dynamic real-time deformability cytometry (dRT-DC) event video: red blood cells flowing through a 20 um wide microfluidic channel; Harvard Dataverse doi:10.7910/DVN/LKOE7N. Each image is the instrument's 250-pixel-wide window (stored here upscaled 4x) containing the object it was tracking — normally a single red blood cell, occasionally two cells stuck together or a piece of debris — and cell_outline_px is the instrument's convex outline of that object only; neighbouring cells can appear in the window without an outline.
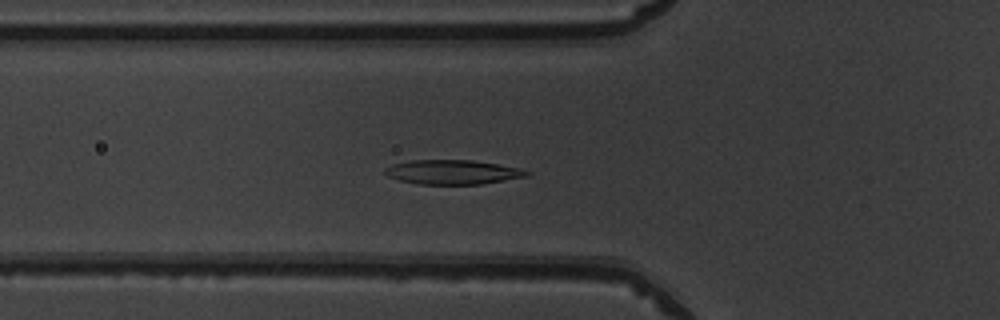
{"species": "common noctule bat (a hibernating species)", "species_latin": "Nyctalus noctula", "temperature_condition": "warm", "stored_images_in_passage": 50, "camera_frame_rate_fps": 3000, "um_per_image_px": 0.085, "animal": {"sex": "male", "body_mass_g": 19.5, "forearm_length_mm": 54.6}, "frame": {"image": 1, "passage_image": 17, "time_ms": 5.333, "image_size_px": [1000, 320], "cell_outline_px": [[532, 172], [528, 176], [480, 184], [416, 184], [400, 180], [388, 176], [384, 172], [384, 168], [392, 164], [408, 160], [472, 160], [520, 168]], "centroid_in_image_um": [38.45, 14.62], "position_along_channel_um": 87.4, "area_um2": 20.11}}
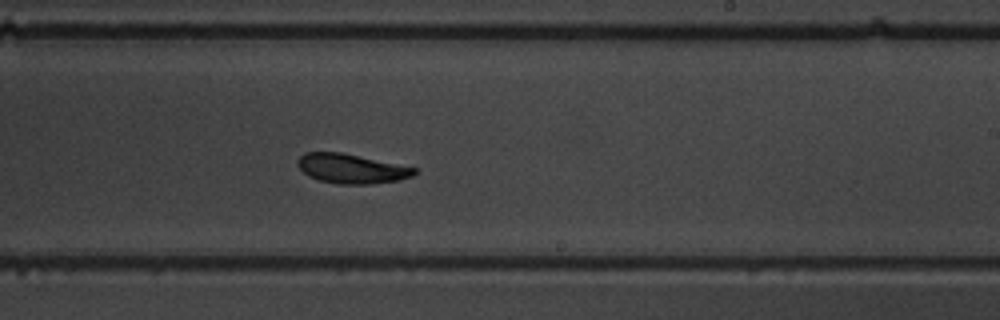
{"frame": {"image": 2, "passage_image": 30, "time_ms": 9.667, "image_size_px": [1000, 320], "cell_outline_px": [[420, 172], [412, 176], [400, 180], [372, 184], [340, 184], [320, 180], [308, 176], [296, 164], [296, 160], [304, 152], [340, 152], [416, 168]], "centroid_in_image_um": [29.87, 14.34], "position_along_channel_um": 259.1, "area_um2": 20.0}}
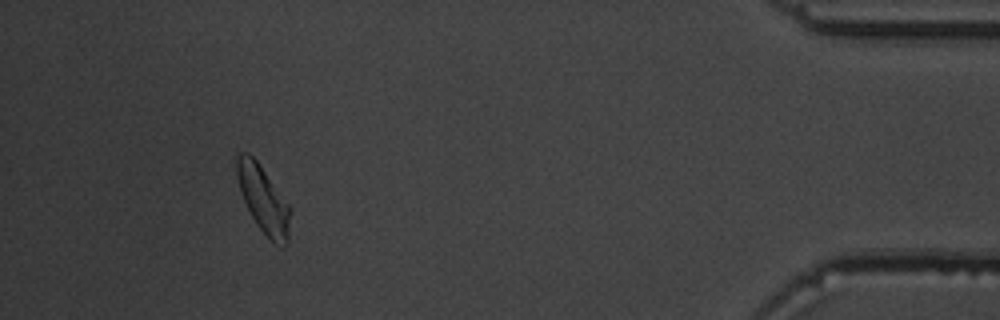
{"frame": {"image": 3, "passage_image": 46, "time_ms": 15.0, "image_size_px": [1000, 320], "cell_outline_px": [[292, 208], [288, 244], [284, 248], [280, 248], [256, 224], [240, 192], [236, 176], [236, 156], [240, 152], [248, 152], [256, 160]], "centroid_in_image_um": [22.41, 16.97], "position_along_channel_um": 412.8, "area_um2": 20.98}, "authors_computed_cell_mechanics": {"area_um2": 20.6924, "velocity_mm_per_s": 3.9663, "shape_relaxation_time_tau1_ms": 3.0097, "shape_relaxation_time_tau2_ms": null, "deformation_change_tau1": 0.1169, "deformation_change_tau2": null}}